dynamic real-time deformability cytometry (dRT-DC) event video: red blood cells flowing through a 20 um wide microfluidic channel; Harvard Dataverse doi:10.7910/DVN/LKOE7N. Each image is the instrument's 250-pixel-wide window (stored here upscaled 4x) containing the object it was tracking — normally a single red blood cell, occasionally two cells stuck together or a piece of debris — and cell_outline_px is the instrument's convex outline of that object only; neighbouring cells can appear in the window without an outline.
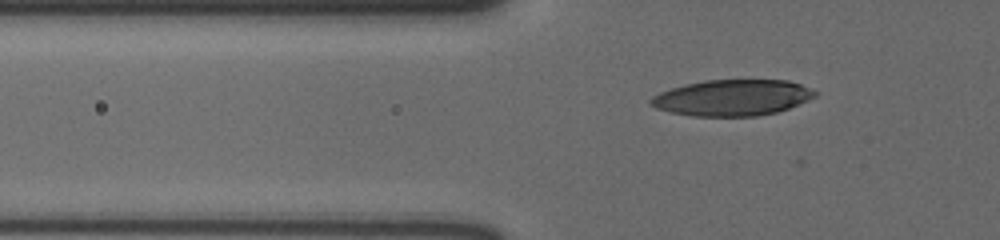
{"species": "human", "species_latin": "Homo sapiens", "temperature_condition": "cold", "stored_images_in_passage": 49, "camera_frame_rate_fps": 3000, "um_per_image_px": 0.085, "donor": {"sex": "male"}, "frame": {"image": 1, "passage_image": 12, "time_ms": 3.667, "image_size_px": [1000, 240], "cell_outline_px": [[816, 96], [788, 108], [776, 112], [756, 116], [692, 116], [672, 112], [656, 108], [648, 104], [648, 100], [652, 96], [660, 92], [684, 84], [704, 80], [788, 80], [800, 84], [816, 92]], "centroid_in_image_um": [62.19, 8.3], "position_along_channel_um": 63.6, "area_um2": 34.39}}
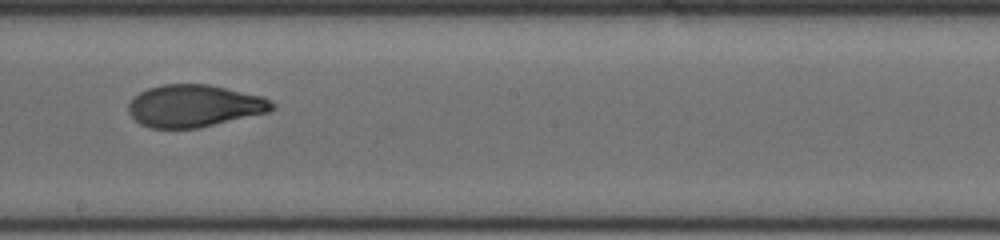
{"frame": {"image": 2, "passage_image": 27, "time_ms": 8.667, "image_size_px": [1000, 240], "cell_outline_px": [[276, 108], [268, 112], [200, 128], [152, 128], [140, 124], [128, 112], [128, 104], [140, 92], [148, 88], [164, 84], [208, 84], [264, 96], [272, 100], [276, 104]], "centroid_in_image_um": [16.56, 9.0], "position_along_channel_um": 231.6, "area_um2": 35.49}}
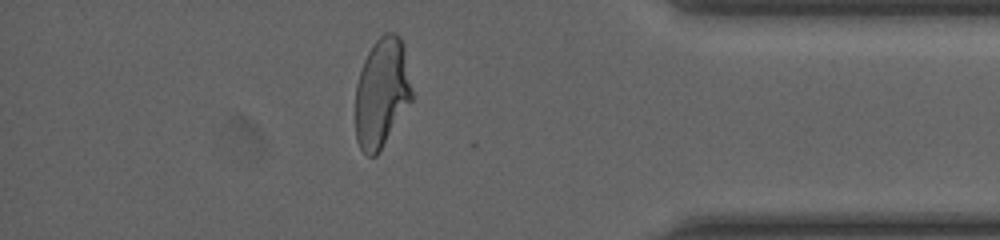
{"frame": {"image": 3, "passage_image": 43, "time_ms": 14.0, "image_size_px": [1000, 240], "cell_outline_px": [[412, 100], [376, 156], [368, 156], [360, 148], [356, 140], [356, 84], [364, 60], [372, 44], [384, 32], [396, 32], [400, 36], [404, 48], [412, 92]], "centroid_in_image_um": [32.44, 7.86], "position_along_channel_um": 402.8, "area_um2": 35.78}}